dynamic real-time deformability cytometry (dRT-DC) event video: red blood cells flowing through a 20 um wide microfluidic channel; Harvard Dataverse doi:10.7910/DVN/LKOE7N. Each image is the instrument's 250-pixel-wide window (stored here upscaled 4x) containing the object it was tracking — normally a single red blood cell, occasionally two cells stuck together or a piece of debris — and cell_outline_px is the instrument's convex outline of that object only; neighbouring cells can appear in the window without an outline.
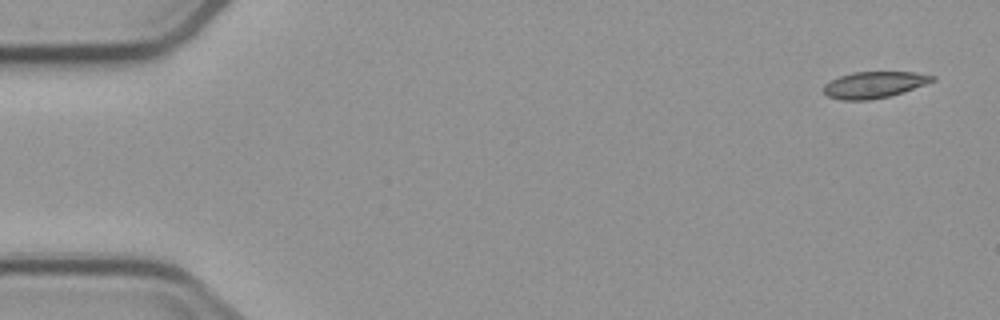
{"species": "common noctule bat (a hibernating species)", "species_latin": "Nyctalus noctula", "temperature_condition": "cold", "stored_images_in_passage": 5, "camera_frame_rate_fps": 3000, "um_per_image_px": 0.085, "animal": {"sex": "male", "body_mass_g": 23.1, "forearm_length_mm": 52.7}, "frame": {"image": 1, "passage_image": 1, "time_ms": 0.0, "image_size_px": [1000, 320], "cell_outline_px": [[936, 80], [904, 92], [888, 96], [868, 100], [844, 100], [828, 96], [824, 92], [824, 84], [840, 76], [852, 72], [916, 72], [936, 76]], "centroid_in_image_um": [74.33, 7.2], "position_along_channel_um": 10.7, "area_um2": 16.65}}
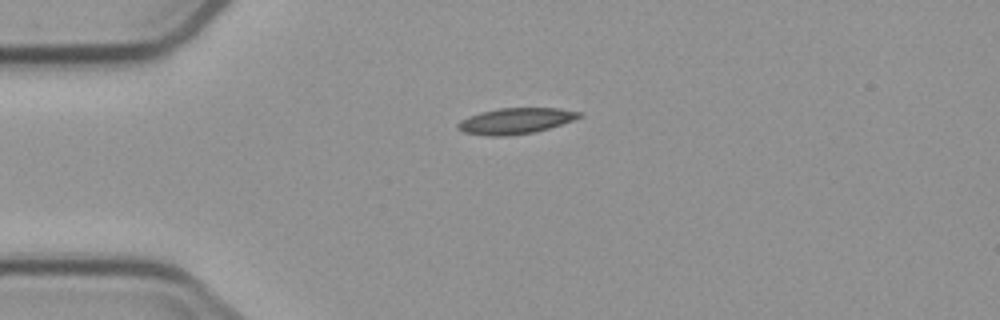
{"frame": {"image": 2, "passage_image": 4, "time_ms": 3.667, "image_size_px": [1000, 320], "cell_outline_px": [[584, 116], [536, 132], [508, 136], [488, 136], [464, 132], [456, 128], [456, 124], [460, 120], [468, 116], [480, 112], [500, 108], [560, 108], [580, 112]], "centroid_in_image_um": [43.79, 10.28], "position_along_channel_um": 41.2, "area_um2": 18.38}}